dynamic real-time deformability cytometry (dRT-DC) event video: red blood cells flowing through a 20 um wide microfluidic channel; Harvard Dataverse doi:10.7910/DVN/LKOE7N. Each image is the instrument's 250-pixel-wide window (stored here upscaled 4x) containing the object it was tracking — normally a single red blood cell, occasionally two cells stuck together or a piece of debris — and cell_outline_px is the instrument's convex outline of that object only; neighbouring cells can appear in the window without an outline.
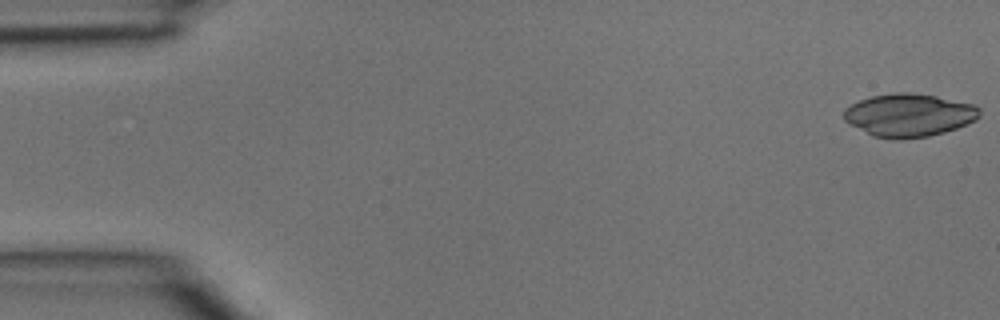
{"species": "common noctule bat (a hibernating species)", "species_latin": "Nyctalus noctula", "temperature_condition": "room temperature", "stored_images_in_passage": 4, "camera_frame_rate_fps": 3000, "um_per_image_px": 0.085, "animal": {"sex": "male", "body_mass_g": 15.6}, "frame": {"image": 1, "passage_image": 1, "time_ms": 0.0, "image_size_px": [1000, 320], "cell_outline_px": [[980, 116], [976, 120], [956, 128], [944, 132], [928, 136], [900, 140], [872, 136], [844, 120], [844, 108], [860, 100], [872, 96], [896, 92], [908, 92], [936, 96], [972, 104], [980, 108]], "centroid_in_image_um": [77.26, 9.79], "position_along_channel_um": 7.7, "area_um2": 33.87}}